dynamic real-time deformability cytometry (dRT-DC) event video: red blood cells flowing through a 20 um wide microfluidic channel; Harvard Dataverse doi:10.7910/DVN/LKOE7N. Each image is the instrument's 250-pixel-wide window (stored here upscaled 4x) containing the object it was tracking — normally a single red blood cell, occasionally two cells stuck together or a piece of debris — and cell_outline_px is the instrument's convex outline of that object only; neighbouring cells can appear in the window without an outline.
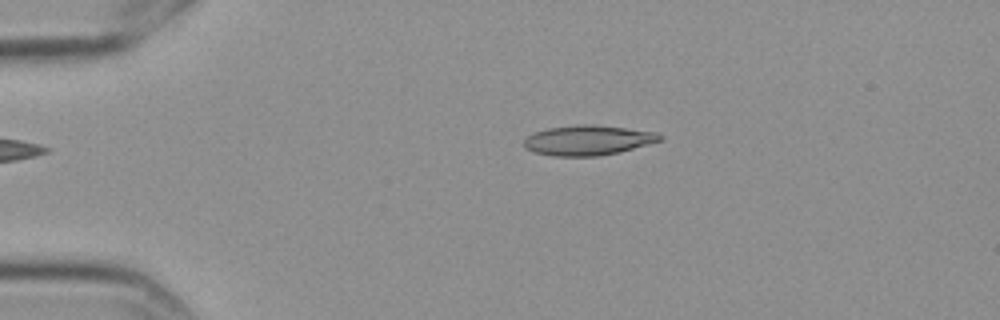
{"species": "Egyptian fruit bat (a non-hibernating species)", "species_latin": "Rousettus aegyptiacus", "temperature_condition": "cold", "stored_images_in_passage": 9, "camera_frame_rate_fps": 3000, "um_per_image_px": 0.085, "frame": {"image": 1, "passage_image": 3, "time_ms": 0.667, "image_size_px": [1000, 320], "cell_outline_px": [[664, 140], [620, 152], [596, 156], [556, 156], [536, 152], [524, 148], [524, 140], [532, 132], [548, 128], [576, 124], [596, 124], [656, 132], [664, 136]], "centroid_in_image_um": [50.01, 11.91], "position_along_channel_um": 35.0, "area_um2": 23.93}}
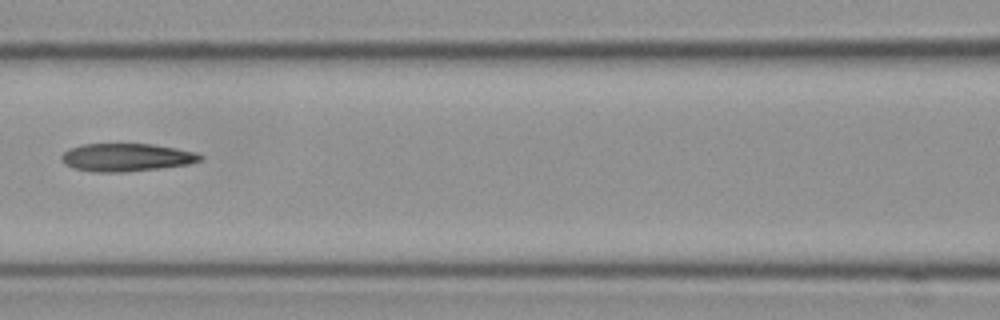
{"frame": {"image": 2, "passage_image": 7, "time_ms": 2.0, "image_size_px": [1000, 320], "cell_outline_px": [[204, 160], [188, 164], [160, 168], [124, 172], [92, 172], [72, 168], [64, 164], [60, 156], [64, 152], [72, 148], [84, 144], [152, 144], [176, 148], [196, 152], [204, 156]], "centroid_in_image_um": [10.77, 13.38], "position_along_channel_um": 155.8, "area_um2": 22.66}}
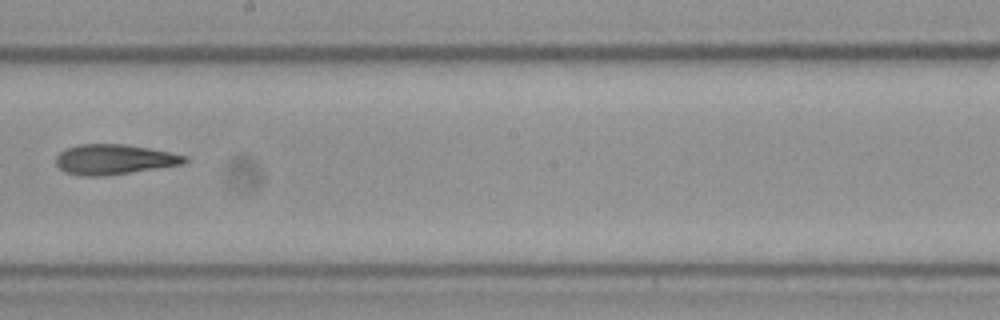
{"frame": {"image": 3, "passage_image": 9, "time_ms": 2.667, "image_size_px": [1000, 320], "cell_outline_px": [[188, 160], [184, 164], [104, 176], [80, 176], [64, 172], [56, 164], [56, 156], [64, 148], [80, 144], [124, 144], [148, 148], [188, 156]], "centroid_in_image_um": [9.67, 13.55], "position_along_channel_um": 238.5, "area_um2": 22.6}}